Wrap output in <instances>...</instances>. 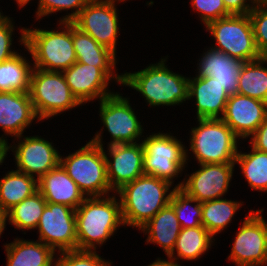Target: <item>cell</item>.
<instances>
[{
  "label": "cell",
  "instance_id": "8d00e7d4",
  "mask_svg": "<svg viewBox=\"0 0 267 266\" xmlns=\"http://www.w3.org/2000/svg\"><path fill=\"white\" fill-rule=\"evenodd\" d=\"M192 6L201 12V20L206 26L212 21L231 15L223 0H192Z\"/></svg>",
  "mask_w": 267,
  "mask_h": 266
},
{
  "label": "cell",
  "instance_id": "d6a6232c",
  "mask_svg": "<svg viewBox=\"0 0 267 266\" xmlns=\"http://www.w3.org/2000/svg\"><path fill=\"white\" fill-rule=\"evenodd\" d=\"M173 194L170 200V205L173 207L177 219L181 225V228H191L202 226L201 218H202V206L201 202L196 200L195 198L189 196L185 191L181 188H173ZM190 203H197L193 208H191V212L195 218L189 219L187 215H184V211L188 209ZM192 207V206H190ZM186 212V211H185ZM187 216V217H186Z\"/></svg>",
  "mask_w": 267,
  "mask_h": 266
},
{
  "label": "cell",
  "instance_id": "b9f144b4",
  "mask_svg": "<svg viewBox=\"0 0 267 266\" xmlns=\"http://www.w3.org/2000/svg\"><path fill=\"white\" fill-rule=\"evenodd\" d=\"M170 261H164L158 258V260H156L155 262H153L152 264L148 265V266H180L178 265V263L174 262L172 257H169Z\"/></svg>",
  "mask_w": 267,
  "mask_h": 266
},
{
  "label": "cell",
  "instance_id": "7a4b0ae2",
  "mask_svg": "<svg viewBox=\"0 0 267 266\" xmlns=\"http://www.w3.org/2000/svg\"><path fill=\"white\" fill-rule=\"evenodd\" d=\"M77 249L96 250L113 235L119 224L124 225L120 201L114 196L86 197L75 210Z\"/></svg>",
  "mask_w": 267,
  "mask_h": 266
},
{
  "label": "cell",
  "instance_id": "ba28073f",
  "mask_svg": "<svg viewBox=\"0 0 267 266\" xmlns=\"http://www.w3.org/2000/svg\"><path fill=\"white\" fill-rule=\"evenodd\" d=\"M206 27L216 39L217 45L213 49L243 62L261 57L249 15H230L212 21Z\"/></svg>",
  "mask_w": 267,
  "mask_h": 266
},
{
  "label": "cell",
  "instance_id": "f546056e",
  "mask_svg": "<svg viewBox=\"0 0 267 266\" xmlns=\"http://www.w3.org/2000/svg\"><path fill=\"white\" fill-rule=\"evenodd\" d=\"M213 236L202 225L182 228L174 245L181 259L195 260L211 246Z\"/></svg>",
  "mask_w": 267,
  "mask_h": 266
},
{
  "label": "cell",
  "instance_id": "d590c367",
  "mask_svg": "<svg viewBox=\"0 0 267 266\" xmlns=\"http://www.w3.org/2000/svg\"><path fill=\"white\" fill-rule=\"evenodd\" d=\"M88 1L89 0H39L38 11L36 14L38 15V18H41L56 11L76 8L75 12L66 15L65 18L63 17L60 24L63 22H72Z\"/></svg>",
  "mask_w": 267,
  "mask_h": 266
},
{
  "label": "cell",
  "instance_id": "836d02e7",
  "mask_svg": "<svg viewBox=\"0 0 267 266\" xmlns=\"http://www.w3.org/2000/svg\"><path fill=\"white\" fill-rule=\"evenodd\" d=\"M267 4L256 1L249 13L256 46L261 57H267Z\"/></svg>",
  "mask_w": 267,
  "mask_h": 266
},
{
  "label": "cell",
  "instance_id": "2e32d148",
  "mask_svg": "<svg viewBox=\"0 0 267 266\" xmlns=\"http://www.w3.org/2000/svg\"><path fill=\"white\" fill-rule=\"evenodd\" d=\"M110 161L105 154L107 178L112 190L118 191L122 186L144 175V147L140 143L109 145Z\"/></svg>",
  "mask_w": 267,
  "mask_h": 266
},
{
  "label": "cell",
  "instance_id": "603a6c76",
  "mask_svg": "<svg viewBox=\"0 0 267 266\" xmlns=\"http://www.w3.org/2000/svg\"><path fill=\"white\" fill-rule=\"evenodd\" d=\"M140 229L149 234L146 242L159 244L167 256L173 257L174 245L182 228L170 204L157 212Z\"/></svg>",
  "mask_w": 267,
  "mask_h": 266
},
{
  "label": "cell",
  "instance_id": "277c9868",
  "mask_svg": "<svg viewBox=\"0 0 267 266\" xmlns=\"http://www.w3.org/2000/svg\"><path fill=\"white\" fill-rule=\"evenodd\" d=\"M66 30L22 29L20 42L31 53L34 68L63 72L76 62L73 45V23L63 22Z\"/></svg>",
  "mask_w": 267,
  "mask_h": 266
},
{
  "label": "cell",
  "instance_id": "52a82bcc",
  "mask_svg": "<svg viewBox=\"0 0 267 266\" xmlns=\"http://www.w3.org/2000/svg\"><path fill=\"white\" fill-rule=\"evenodd\" d=\"M29 95L39 120L81 104L70 90L62 72L33 68Z\"/></svg>",
  "mask_w": 267,
  "mask_h": 266
},
{
  "label": "cell",
  "instance_id": "8fae6325",
  "mask_svg": "<svg viewBox=\"0 0 267 266\" xmlns=\"http://www.w3.org/2000/svg\"><path fill=\"white\" fill-rule=\"evenodd\" d=\"M114 3L109 0H89L72 23L115 53L118 16Z\"/></svg>",
  "mask_w": 267,
  "mask_h": 266
},
{
  "label": "cell",
  "instance_id": "f1b7e54d",
  "mask_svg": "<svg viewBox=\"0 0 267 266\" xmlns=\"http://www.w3.org/2000/svg\"><path fill=\"white\" fill-rule=\"evenodd\" d=\"M240 205L237 201L222 198L202 202L201 224L214 236L229 224Z\"/></svg>",
  "mask_w": 267,
  "mask_h": 266
},
{
  "label": "cell",
  "instance_id": "ac0fdd59",
  "mask_svg": "<svg viewBox=\"0 0 267 266\" xmlns=\"http://www.w3.org/2000/svg\"><path fill=\"white\" fill-rule=\"evenodd\" d=\"M15 149L17 170L39 180L60 165V155L52 143L40 137H25Z\"/></svg>",
  "mask_w": 267,
  "mask_h": 266
},
{
  "label": "cell",
  "instance_id": "4fadbf2b",
  "mask_svg": "<svg viewBox=\"0 0 267 266\" xmlns=\"http://www.w3.org/2000/svg\"><path fill=\"white\" fill-rule=\"evenodd\" d=\"M100 116L113 138L109 145L136 143L135 140L142 135V127L129 101L119 94L101 100Z\"/></svg>",
  "mask_w": 267,
  "mask_h": 266
},
{
  "label": "cell",
  "instance_id": "ab89813d",
  "mask_svg": "<svg viewBox=\"0 0 267 266\" xmlns=\"http://www.w3.org/2000/svg\"><path fill=\"white\" fill-rule=\"evenodd\" d=\"M257 0H251L253 5L256 3ZM226 10L231 15H249L251 10L253 9L250 4H245L246 0H223Z\"/></svg>",
  "mask_w": 267,
  "mask_h": 266
},
{
  "label": "cell",
  "instance_id": "7bdbcfd3",
  "mask_svg": "<svg viewBox=\"0 0 267 266\" xmlns=\"http://www.w3.org/2000/svg\"><path fill=\"white\" fill-rule=\"evenodd\" d=\"M6 218H8L7 213L0 206V235L4 231L5 224H6Z\"/></svg>",
  "mask_w": 267,
  "mask_h": 266
},
{
  "label": "cell",
  "instance_id": "83f0119b",
  "mask_svg": "<svg viewBox=\"0 0 267 266\" xmlns=\"http://www.w3.org/2000/svg\"><path fill=\"white\" fill-rule=\"evenodd\" d=\"M33 68L19 54L0 63V92L27 93Z\"/></svg>",
  "mask_w": 267,
  "mask_h": 266
},
{
  "label": "cell",
  "instance_id": "f35d334b",
  "mask_svg": "<svg viewBox=\"0 0 267 266\" xmlns=\"http://www.w3.org/2000/svg\"><path fill=\"white\" fill-rule=\"evenodd\" d=\"M250 144L259 151L267 152V116L252 134V141H250Z\"/></svg>",
  "mask_w": 267,
  "mask_h": 266
},
{
  "label": "cell",
  "instance_id": "44dd1931",
  "mask_svg": "<svg viewBox=\"0 0 267 266\" xmlns=\"http://www.w3.org/2000/svg\"><path fill=\"white\" fill-rule=\"evenodd\" d=\"M38 191L46 202L64 204L75 210L86 198L61 165L38 180Z\"/></svg>",
  "mask_w": 267,
  "mask_h": 266
},
{
  "label": "cell",
  "instance_id": "30bf717a",
  "mask_svg": "<svg viewBox=\"0 0 267 266\" xmlns=\"http://www.w3.org/2000/svg\"><path fill=\"white\" fill-rule=\"evenodd\" d=\"M263 209L250 211L237 232L229 256L237 266H261L267 264V223L260 215Z\"/></svg>",
  "mask_w": 267,
  "mask_h": 266
},
{
  "label": "cell",
  "instance_id": "f6af8a7d",
  "mask_svg": "<svg viewBox=\"0 0 267 266\" xmlns=\"http://www.w3.org/2000/svg\"><path fill=\"white\" fill-rule=\"evenodd\" d=\"M5 18H6V16H5V17L2 16V15H1V12H0V22H2Z\"/></svg>",
  "mask_w": 267,
  "mask_h": 266
},
{
  "label": "cell",
  "instance_id": "6da1fadb",
  "mask_svg": "<svg viewBox=\"0 0 267 266\" xmlns=\"http://www.w3.org/2000/svg\"><path fill=\"white\" fill-rule=\"evenodd\" d=\"M172 183L150 175H142L118 191L124 225L141 228L157 212L170 204Z\"/></svg>",
  "mask_w": 267,
  "mask_h": 266
},
{
  "label": "cell",
  "instance_id": "d4e9b609",
  "mask_svg": "<svg viewBox=\"0 0 267 266\" xmlns=\"http://www.w3.org/2000/svg\"><path fill=\"white\" fill-rule=\"evenodd\" d=\"M38 191V179L18 170L0 180V206L7 213L15 205Z\"/></svg>",
  "mask_w": 267,
  "mask_h": 266
},
{
  "label": "cell",
  "instance_id": "4dcf8cb0",
  "mask_svg": "<svg viewBox=\"0 0 267 266\" xmlns=\"http://www.w3.org/2000/svg\"><path fill=\"white\" fill-rule=\"evenodd\" d=\"M46 205L43 195L37 191L10 209L7 212L8 220L18 229L37 228Z\"/></svg>",
  "mask_w": 267,
  "mask_h": 266
},
{
  "label": "cell",
  "instance_id": "7c38bea8",
  "mask_svg": "<svg viewBox=\"0 0 267 266\" xmlns=\"http://www.w3.org/2000/svg\"><path fill=\"white\" fill-rule=\"evenodd\" d=\"M39 241L59 252L77 249L75 209L58 203H49L44 208L37 225Z\"/></svg>",
  "mask_w": 267,
  "mask_h": 266
},
{
  "label": "cell",
  "instance_id": "ffe728a7",
  "mask_svg": "<svg viewBox=\"0 0 267 266\" xmlns=\"http://www.w3.org/2000/svg\"><path fill=\"white\" fill-rule=\"evenodd\" d=\"M36 117L29 92H0V127L5 133L21 137Z\"/></svg>",
  "mask_w": 267,
  "mask_h": 266
},
{
  "label": "cell",
  "instance_id": "cb8c5ba5",
  "mask_svg": "<svg viewBox=\"0 0 267 266\" xmlns=\"http://www.w3.org/2000/svg\"><path fill=\"white\" fill-rule=\"evenodd\" d=\"M7 266H52L55 250L41 241L16 239L5 245Z\"/></svg>",
  "mask_w": 267,
  "mask_h": 266
},
{
  "label": "cell",
  "instance_id": "7402d4cb",
  "mask_svg": "<svg viewBox=\"0 0 267 266\" xmlns=\"http://www.w3.org/2000/svg\"><path fill=\"white\" fill-rule=\"evenodd\" d=\"M188 97L196 98L198 118H220L225 112L228 93L211 77L200 78L196 76L189 79Z\"/></svg>",
  "mask_w": 267,
  "mask_h": 266
},
{
  "label": "cell",
  "instance_id": "5b68a950",
  "mask_svg": "<svg viewBox=\"0 0 267 266\" xmlns=\"http://www.w3.org/2000/svg\"><path fill=\"white\" fill-rule=\"evenodd\" d=\"M60 165L89 197H101L111 189L107 178L106 159L100 133L77 152L62 159Z\"/></svg>",
  "mask_w": 267,
  "mask_h": 266
},
{
  "label": "cell",
  "instance_id": "bcb514c9",
  "mask_svg": "<svg viewBox=\"0 0 267 266\" xmlns=\"http://www.w3.org/2000/svg\"><path fill=\"white\" fill-rule=\"evenodd\" d=\"M261 2H264V3H266L267 4V0H260Z\"/></svg>",
  "mask_w": 267,
  "mask_h": 266
},
{
  "label": "cell",
  "instance_id": "74e56055",
  "mask_svg": "<svg viewBox=\"0 0 267 266\" xmlns=\"http://www.w3.org/2000/svg\"><path fill=\"white\" fill-rule=\"evenodd\" d=\"M13 25L10 18L6 17L0 22V63L14 57L17 53L11 51Z\"/></svg>",
  "mask_w": 267,
  "mask_h": 266
},
{
  "label": "cell",
  "instance_id": "4316f807",
  "mask_svg": "<svg viewBox=\"0 0 267 266\" xmlns=\"http://www.w3.org/2000/svg\"><path fill=\"white\" fill-rule=\"evenodd\" d=\"M267 57L248 61L243 64L239 74L237 93L267 103V68L261 64Z\"/></svg>",
  "mask_w": 267,
  "mask_h": 266
},
{
  "label": "cell",
  "instance_id": "60d3db41",
  "mask_svg": "<svg viewBox=\"0 0 267 266\" xmlns=\"http://www.w3.org/2000/svg\"><path fill=\"white\" fill-rule=\"evenodd\" d=\"M9 149L10 146L7 145V141L3 137H0V165L3 163Z\"/></svg>",
  "mask_w": 267,
  "mask_h": 266
},
{
  "label": "cell",
  "instance_id": "d6986e66",
  "mask_svg": "<svg viewBox=\"0 0 267 266\" xmlns=\"http://www.w3.org/2000/svg\"><path fill=\"white\" fill-rule=\"evenodd\" d=\"M202 57L198 77H211L228 95L237 93L239 74L245 62L211 48Z\"/></svg>",
  "mask_w": 267,
  "mask_h": 266
},
{
  "label": "cell",
  "instance_id": "8992f818",
  "mask_svg": "<svg viewBox=\"0 0 267 266\" xmlns=\"http://www.w3.org/2000/svg\"><path fill=\"white\" fill-rule=\"evenodd\" d=\"M191 131V150L200 164L235 163L237 139L221 118H198Z\"/></svg>",
  "mask_w": 267,
  "mask_h": 266
},
{
  "label": "cell",
  "instance_id": "9a60e30c",
  "mask_svg": "<svg viewBox=\"0 0 267 266\" xmlns=\"http://www.w3.org/2000/svg\"><path fill=\"white\" fill-rule=\"evenodd\" d=\"M114 67H95L75 62L62 73L76 99L83 102L99 97L100 101L114 93L107 92L106 87L112 78Z\"/></svg>",
  "mask_w": 267,
  "mask_h": 266
},
{
  "label": "cell",
  "instance_id": "484cf974",
  "mask_svg": "<svg viewBox=\"0 0 267 266\" xmlns=\"http://www.w3.org/2000/svg\"><path fill=\"white\" fill-rule=\"evenodd\" d=\"M73 45L76 62L95 67H115L116 54L97 43L90 35L80 31L73 24Z\"/></svg>",
  "mask_w": 267,
  "mask_h": 266
},
{
  "label": "cell",
  "instance_id": "9c48e42d",
  "mask_svg": "<svg viewBox=\"0 0 267 266\" xmlns=\"http://www.w3.org/2000/svg\"><path fill=\"white\" fill-rule=\"evenodd\" d=\"M143 172L172 183L187 160L185 147L170 134H153L142 141Z\"/></svg>",
  "mask_w": 267,
  "mask_h": 266
},
{
  "label": "cell",
  "instance_id": "1f68e13d",
  "mask_svg": "<svg viewBox=\"0 0 267 266\" xmlns=\"http://www.w3.org/2000/svg\"><path fill=\"white\" fill-rule=\"evenodd\" d=\"M252 153H237L239 163L249 185L254 190L267 191V152L252 147Z\"/></svg>",
  "mask_w": 267,
  "mask_h": 266
},
{
  "label": "cell",
  "instance_id": "e575fe53",
  "mask_svg": "<svg viewBox=\"0 0 267 266\" xmlns=\"http://www.w3.org/2000/svg\"><path fill=\"white\" fill-rule=\"evenodd\" d=\"M54 266H110L96 251L90 250H68L62 251L61 257L57 259Z\"/></svg>",
  "mask_w": 267,
  "mask_h": 266
},
{
  "label": "cell",
  "instance_id": "5bb4252c",
  "mask_svg": "<svg viewBox=\"0 0 267 266\" xmlns=\"http://www.w3.org/2000/svg\"><path fill=\"white\" fill-rule=\"evenodd\" d=\"M200 170L176 186L199 202L220 199L227 192L235 163L200 164Z\"/></svg>",
  "mask_w": 267,
  "mask_h": 266
},
{
  "label": "cell",
  "instance_id": "e0dca14e",
  "mask_svg": "<svg viewBox=\"0 0 267 266\" xmlns=\"http://www.w3.org/2000/svg\"><path fill=\"white\" fill-rule=\"evenodd\" d=\"M267 116V103L236 93L230 95L223 117L237 137L252 135Z\"/></svg>",
  "mask_w": 267,
  "mask_h": 266
},
{
  "label": "cell",
  "instance_id": "ee69618b",
  "mask_svg": "<svg viewBox=\"0 0 267 266\" xmlns=\"http://www.w3.org/2000/svg\"><path fill=\"white\" fill-rule=\"evenodd\" d=\"M18 3V6L23 7L25 6L27 3H29L30 0H16Z\"/></svg>",
  "mask_w": 267,
  "mask_h": 266
},
{
  "label": "cell",
  "instance_id": "3957f363",
  "mask_svg": "<svg viewBox=\"0 0 267 266\" xmlns=\"http://www.w3.org/2000/svg\"><path fill=\"white\" fill-rule=\"evenodd\" d=\"M165 61L162 59L158 64L136 73L117 75L115 79L140 92L150 106L182 103L189 99V78L172 73L166 68Z\"/></svg>",
  "mask_w": 267,
  "mask_h": 266
}]
</instances>
